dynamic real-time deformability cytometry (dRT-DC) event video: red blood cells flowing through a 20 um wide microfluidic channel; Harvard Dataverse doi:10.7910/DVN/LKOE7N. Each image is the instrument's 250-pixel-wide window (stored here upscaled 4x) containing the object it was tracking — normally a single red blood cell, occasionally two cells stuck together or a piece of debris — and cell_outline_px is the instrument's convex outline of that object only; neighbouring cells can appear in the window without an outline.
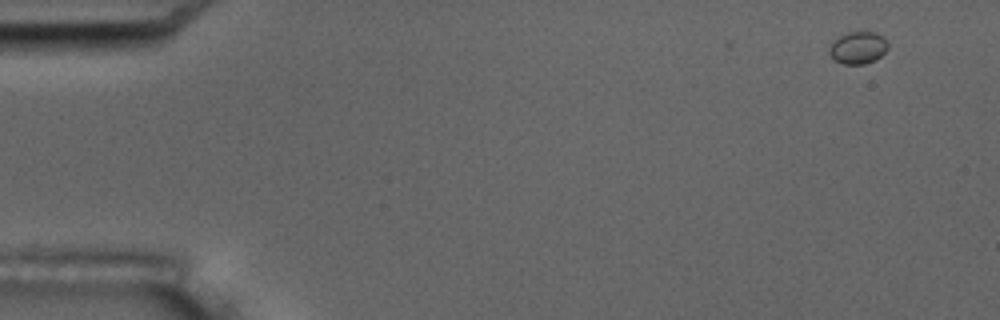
{"species": "common noctule bat (a hibernating species)", "species_latin": "Nyctalus noctula", "temperature_condition": "room temperature", "stored_images_in_passage": 4, "camera_frame_rate_fps": 3000, "um_per_image_px": 0.085, "animal": {"sex": "male", "body_mass_g": 17.5, "forearm_length_mm": 52.3}, "frame": {"image": 1, "passage_image": 2, "time_ms": 1.0, "image_size_px": [1000, 320], "cell_outline_px": [[888, 48], [876, 60], [864, 64], [844, 64], [832, 60], [828, 52], [828, 48], [840, 36], [848, 32], [876, 32], [884, 36], [888, 44]], "centroid_in_image_um": [72.93, 4.07], "position_along_channel_um": 12.1, "area_um2": 11.1}}